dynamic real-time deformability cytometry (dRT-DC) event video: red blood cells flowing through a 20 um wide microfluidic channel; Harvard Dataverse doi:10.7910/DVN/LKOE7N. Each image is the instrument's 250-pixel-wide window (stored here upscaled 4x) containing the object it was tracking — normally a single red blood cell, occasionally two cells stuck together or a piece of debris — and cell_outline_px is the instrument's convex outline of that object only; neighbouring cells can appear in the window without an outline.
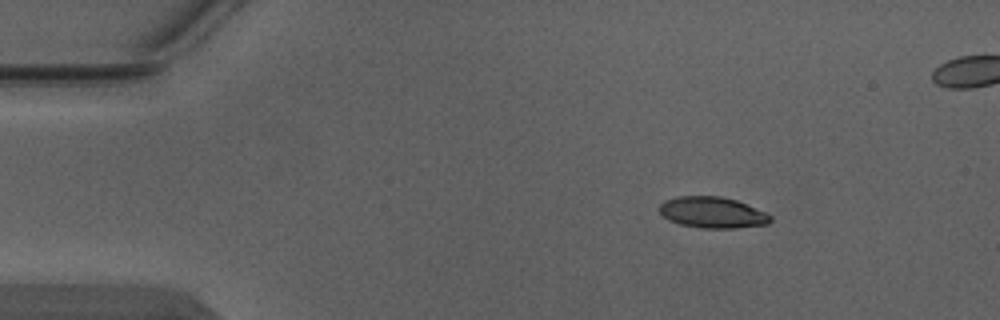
{"species": "Egyptian fruit bat (a non-hibernating species)", "species_latin": "Rousettus aegyptiacus", "temperature_condition": "warm", "stored_images_in_passage": 5, "camera_frame_rate_fps": 3000, "um_per_image_px": 0.085, "animal": {"sex": "male"}, "frame": {"image": 1, "passage_image": 2, "time_ms": 0.333, "image_size_px": [1000, 320], "cell_outline_px": [[772, 220], [768, 224], [736, 228], [700, 228], [680, 224], [668, 220], [656, 208], [664, 200], [676, 196], [720, 196], [736, 200], [764, 212], [772, 216]], "centroid_in_image_um": [60.51, 18.06], "position_along_channel_um": 24.5, "area_um2": 20.23}}